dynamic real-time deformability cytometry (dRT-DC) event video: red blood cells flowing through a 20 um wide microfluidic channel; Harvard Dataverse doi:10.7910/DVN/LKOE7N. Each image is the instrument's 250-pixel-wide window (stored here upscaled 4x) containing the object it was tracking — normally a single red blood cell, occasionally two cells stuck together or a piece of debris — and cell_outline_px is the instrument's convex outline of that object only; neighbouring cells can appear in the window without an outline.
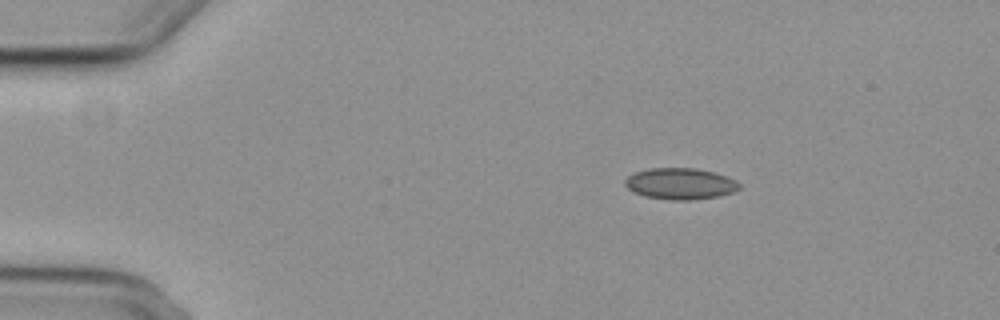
{"species": "common noctule bat (a hibernating species)", "species_latin": "Nyctalus noctula", "temperature_condition": "cold", "stored_images_in_passage": 2, "camera_frame_rate_fps": 3000, "um_per_image_px": 0.085, "animal": {"sex": "female", "body_mass_g": 29.2, "forearm_length_mm": 56.3}, "frame": {"image": 1, "passage_image": 1, "time_ms": 0.0, "image_size_px": [1000, 320], "cell_outline_px": [[740, 188], [732, 192], [720, 196], [692, 200], [672, 200], [644, 196], [628, 188], [624, 184], [624, 180], [628, 176], [636, 172], [648, 168], [696, 168], [716, 172], [736, 180], [740, 184]], "centroid_in_image_um": [57.85, 15.61], "position_along_channel_um": 27.2, "area_um2": 20.92}}